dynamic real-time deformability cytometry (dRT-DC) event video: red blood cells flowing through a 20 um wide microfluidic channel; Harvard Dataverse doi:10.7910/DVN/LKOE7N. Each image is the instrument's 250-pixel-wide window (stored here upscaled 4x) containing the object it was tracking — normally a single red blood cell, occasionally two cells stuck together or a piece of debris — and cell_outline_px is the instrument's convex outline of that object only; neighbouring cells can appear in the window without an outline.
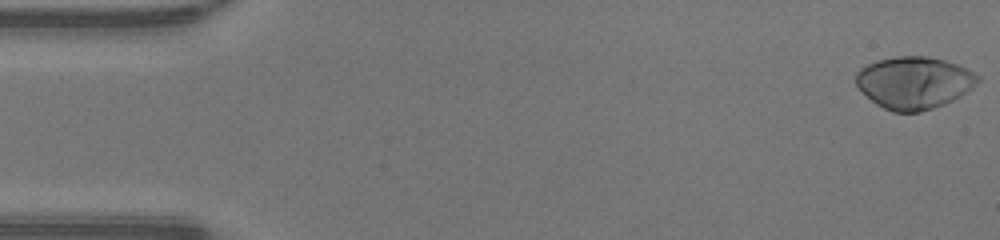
{"species": "human", "species_latin": "Homo sapiens", "temperature_condition": "warm", "stored_images_in_passage": 48, "camera_frame_rate_fps": 3000, "um_per_image_px": 0.085, "donor": {"sex": "male"}, "frame": {"image": 1, "passage_image": 1, "time_ms": 0.0, "image_size_px": [1000, 240], "cell_outline_px": [[980, 80], [972, 88], [960, 96], [944, 104], [920, 112], [892, 112], [876, 104], [856, 84], [856, 72], [860, 68], [876, 60], [896, 56], [928, 56], [944, 60], [968, 68], [980, 76]], "centroid_in_image_um": [77.71, 7.01], "position_along_channel_um": 7.3, "area_um2": 37.05}}
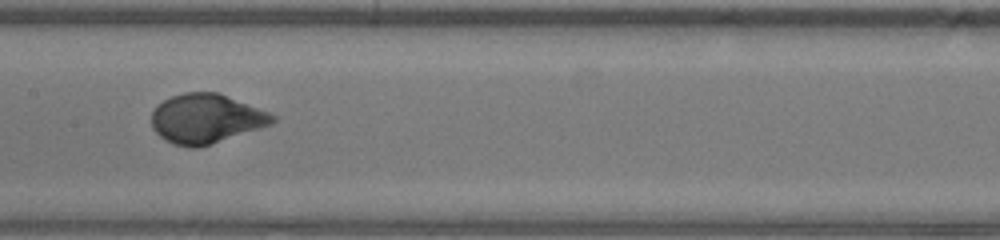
{"frame": {"image": 2, "passage_image": 24, "time_ms": 7.667, "image_size_px": [1000, 240], "cell_outline_px": [[276, 120], [272, 124], [260, 128], [196, 148], [188, 148], [172, 144], [164, 140], [152, 128], [152, 112], [156, 104], [172, 96], [184, 92], [220, 92], [268, 112], [276, 116]], "centroid_in_image_um": [17.48, 10.08], "position_along_channel_um": 189.9, "area_um2": 34.8}}
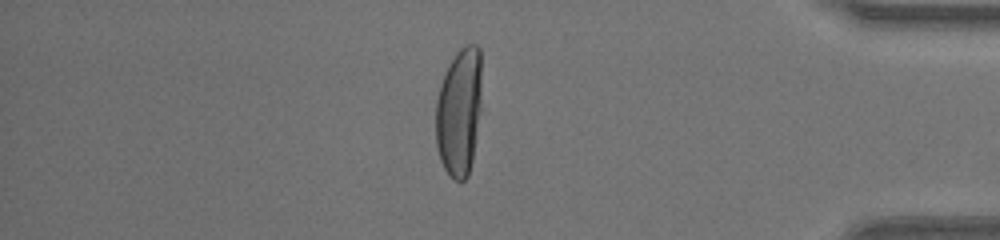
{"frame": {"image": 3, "passage_image": 41, "time_ms": 13.333, "image_size_px": [1000, 240], "cell_outline_px": [[480, 108], [472, 160], [468, 176], [460, 184], [444, 168], [440, 160], [436, 144], [436, 100], [440, 84], [448, 64], [456, 52], [460, 48], [468, 44], [476, 44], [480, 48]], "centroid_in_image_um": [39.01, 9.49], "position_along_channel_um": 396.2, "area_um2": 34.22}, "authors_computed_cell_mechanics": {"area_um2": 34.9979, "velocity_mm_per_s": 4.2704, "shape_relaxation_time_tau1_ms": 3.4186, "shape_relaxation_time_tau2_ms": null, "deformation_change_tau1": 0.2359, "deformation_change_tau2": null}}